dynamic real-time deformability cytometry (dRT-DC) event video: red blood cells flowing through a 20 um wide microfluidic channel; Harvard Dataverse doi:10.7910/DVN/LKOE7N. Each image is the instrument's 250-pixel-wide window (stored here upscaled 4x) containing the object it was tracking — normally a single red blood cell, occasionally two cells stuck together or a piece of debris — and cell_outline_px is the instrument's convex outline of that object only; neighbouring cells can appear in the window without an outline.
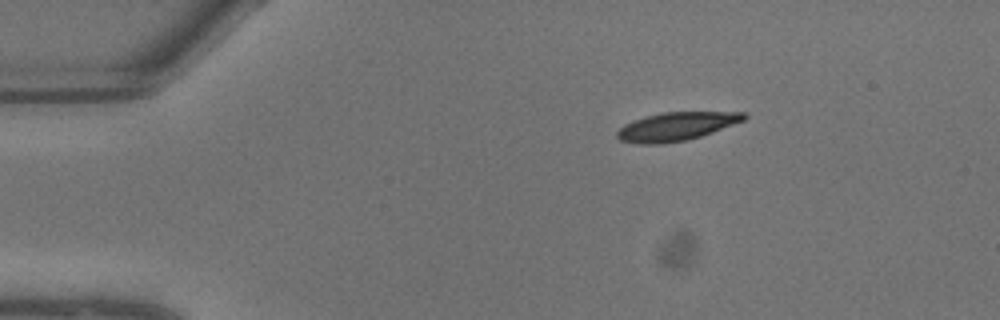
{"species": "common noctule bat (a hibernating species)", "species_latin": "Nyctalus noctula", "temperature_condition": "warm", "stored_images_in_passage": 4, "camera_frame_rate_fps": 3000, "um_per_image_px": 0.085, "animal": {"sex": "male", "body_mass_g": 13.3}, "frame": {"image": 1, "passage_image": 1, "time_ms": 0.0, "image_size_px": [1000, 320], "cell_outline_px": [[748, 116], [744, 120], [712, 132], [688, 140], [660, 144], [636, 144], [620, 140], [616, 136], [616, 132], [624, 124], [648, 116], [664, 112], [744, 112]], "centroid_in_image_um": [57.47, 10.76], "position_along_channel_um": 27.5, "area_um2": 20.81}}
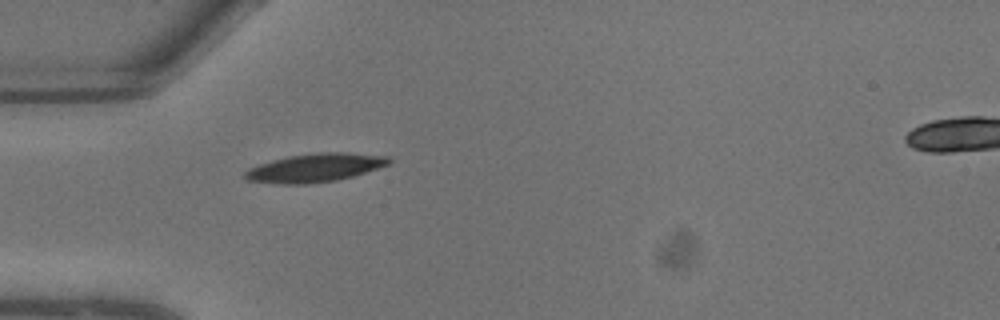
{"frame": {"image": 2, "passage_image": 4, "time_ms": 1.0, "image_size_px": [1000, 320], "cell_outline_px": [[392, 164], [352, 176], [336, 180], [308, 184], [280, 184], [244, 180], [244, 172], [248, 168], [260, 164], [288, 156], [320, 152], [348, 152], [388, 156], [392, 160]], "centroid_in_image_um": [26.8, 14.26], "position_along_channel_um": 58.2, "area_um2": 23.99}}